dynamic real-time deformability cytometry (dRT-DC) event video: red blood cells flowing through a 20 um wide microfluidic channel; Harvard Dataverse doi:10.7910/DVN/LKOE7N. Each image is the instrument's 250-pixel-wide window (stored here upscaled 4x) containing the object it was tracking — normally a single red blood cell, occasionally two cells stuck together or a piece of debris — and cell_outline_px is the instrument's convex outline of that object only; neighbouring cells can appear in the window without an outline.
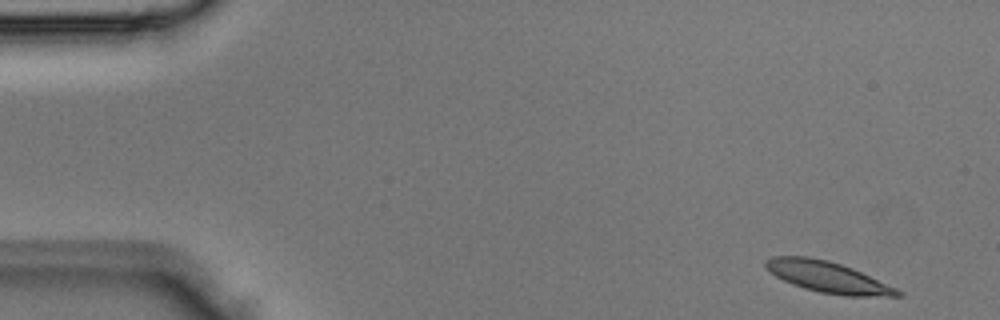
{"species": "Egyptian fruit bat (a non-hibernating species)", "species_latin": "Rousettus aegyptiacus", "temperature_condition": "room temperature", "stored_images_in_passage": 3, "segment_of_instrument_passage": [2, 2], "camera_frame_rate_fps": 3000, "um_per_image_px": 0.085, "animal": {"sex": "male"}, "frame": {"image": 1, "passage_image": 3, "time_ms": 0.667, "image_size_px": [1000, 320], "cell_outline_px": [[904, 296], [844, 296], [820, 292], [804, 288], [792, 284], [776, 276], [764, 268], [764, 260], [772, 256], [808, 256], [828, 260], [852, 268], [896, 288], [904, 292]], "centroid_in_image_um": [70.34, 23.54], "position_along_channel_um": 14.7, "area_um2": 23.87}}